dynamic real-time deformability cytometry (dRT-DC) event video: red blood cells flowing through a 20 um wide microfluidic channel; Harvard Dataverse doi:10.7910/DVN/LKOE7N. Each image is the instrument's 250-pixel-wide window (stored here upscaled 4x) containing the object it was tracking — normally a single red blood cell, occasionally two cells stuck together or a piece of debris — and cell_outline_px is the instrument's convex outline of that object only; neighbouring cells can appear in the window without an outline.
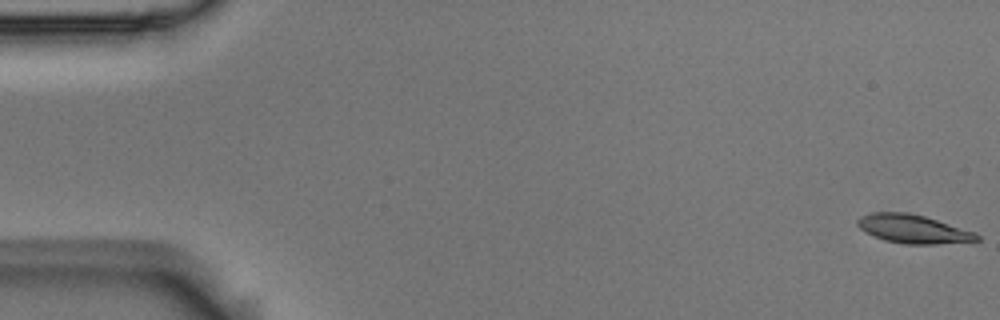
{"species": "Egyptian fruit bat (a non-hibernating species)", "species_latin": "Rousettus aegyptiacus", "temperature_condition": "room temperature", "stored_images_in_passage": 5, "camera_frame_rate_fps": 3000, "um_per_image_px": 0.085, "animal": {"sex": "male"}, "frame": {"image": 1, "passage_image": 1, "time_ms": 0.0, "image_size_px": [1000, 320], "cell_outline_px": [[980, 240], [936, 244], [904, 244], [884, 240], [872, 236], [864, 232], [856, 224], [856, 220], [860, 216], [872, 212], [908, 212], [924, 216], [976, 232], [980, 236]], "centroid_in_image_um": [77.58, 19.46], "position_along_channel_um": 7.4, "area_um2": 20.0}}
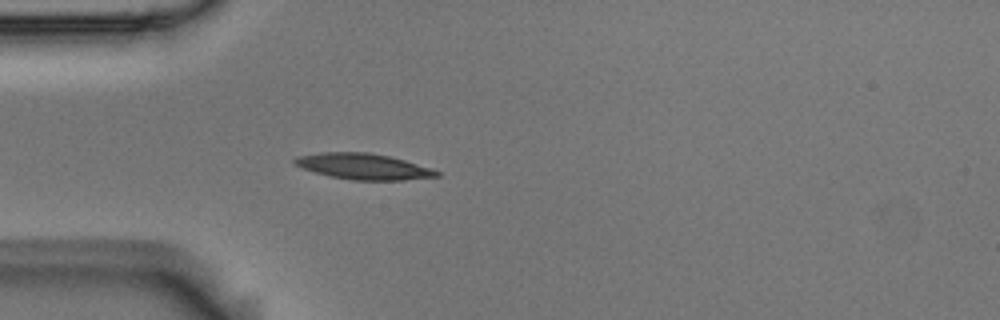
{"frame": {"image": 2, "passage_image": 5, "time_ms": 1.333, "image_size_px": [1000, 320], "cell_outline_px": [[440, 176], [404, 180], [352, 180], [328, 176], [292, 164], [292, 160], [296, 156], [320, 152], [368, 152], [388, 156], [404, 160], [432, 168], [440, 172]], "centroid_in_image_um": [30.87, 14.14], "position_along_channel_um": 54.1, "area_um2": 21.5}}